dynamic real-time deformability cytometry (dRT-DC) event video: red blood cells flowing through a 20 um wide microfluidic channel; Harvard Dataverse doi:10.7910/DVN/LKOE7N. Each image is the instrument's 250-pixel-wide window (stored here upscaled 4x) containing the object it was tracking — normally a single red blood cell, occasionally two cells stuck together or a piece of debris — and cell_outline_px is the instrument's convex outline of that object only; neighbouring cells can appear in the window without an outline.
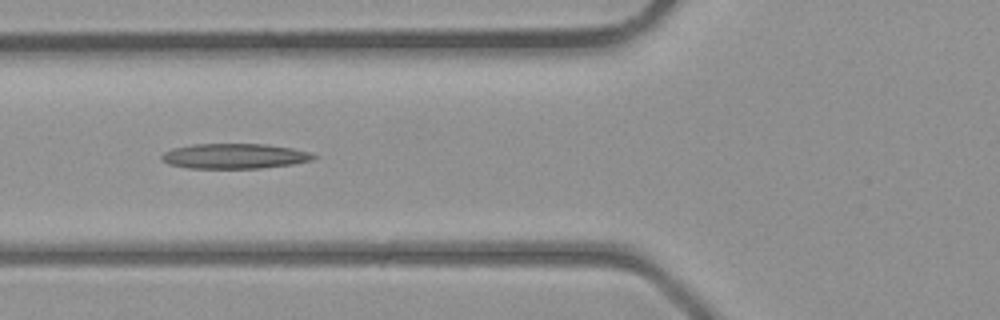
{"species": "common noctule bat (a hibernating species)", "species_latin": "Nyctalus noctula", "temperature_condition": "room temperature", "stored_images_in_passage": 4, "camera_frame_rate_fps": 3000, "um_per_image_px": 0.085, "animal": {"sex": "male", "body_mass_g": 23.1, "forearm_length_mm": 52.7}, "frame": {"image": 1, "passage_image": 3, "time_ms": 2.333, "image_size_px": [1000, 320], "cell_outline_px": [[320, 156], [312, 160], [292, 164], [260, 168], [188, 168], [168, 164], [160, 160], [160, 156], [164, 152], [172, 148], [192, 144], [264, 144], [292, 148], [312, 152]], "centroid_in_image_um": [19.93, 13.27], "position_along_channel_um": 105.9, "area_um2": 22.43}}
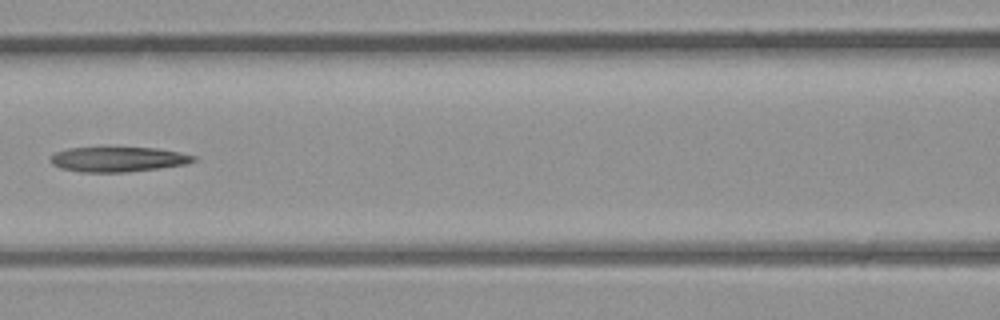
{"frame": {"image": 2, "passage_image": 4, "time_ms": 3.333, "image_size_px": [1000, 320], "cell_outline_px": [[196, 160], [184, 164], [160, 168], [128, 172], [80, 172], [60, 168], [52, 164], [52, 156], [56, 152], [68, 148], [156, 148], [180, 152], [196, 156]], "centroid_in_image_um": [10.05, 13.55], "position_along_channel_um": 156.6, "area_um2": 20.58}}